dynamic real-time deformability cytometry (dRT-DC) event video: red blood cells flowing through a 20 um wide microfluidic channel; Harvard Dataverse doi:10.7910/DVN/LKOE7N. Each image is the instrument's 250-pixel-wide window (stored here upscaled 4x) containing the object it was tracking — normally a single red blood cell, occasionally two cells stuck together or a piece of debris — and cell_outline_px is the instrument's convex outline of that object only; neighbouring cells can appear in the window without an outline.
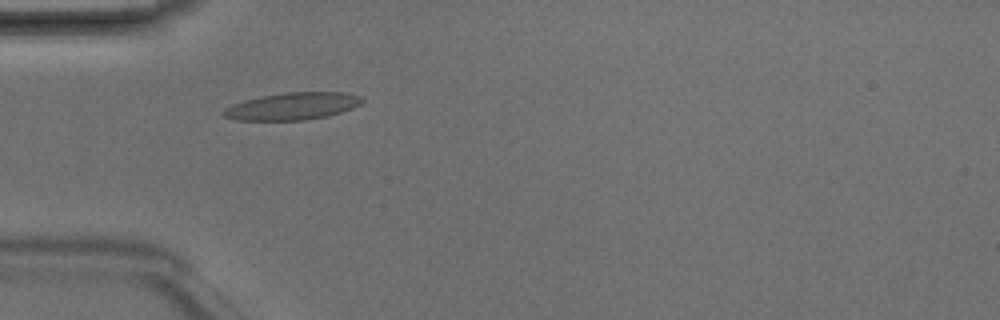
{"species": "Egyptian fruit bat (a non-hibernating species)", "species_latin": "Rousettus aegyptiacus", "temperature_condition": "room temperature", "stored_images_in_passage": 7, "camera_frame_rate_fps": 3000, "um_per_image_px": 0.085, "animal": {"sex": "male"}, "frame": {"image": 1, "passage_image": 4, "time_ms": 1.0, "image_size_px": [1000, 320], "cell_outline_px": [[364, 100], [360, 104], [352, 108], [328, 116], [304, 120], [236, 120], [224, 116], [220, 112], [224, 108], [232, 104], [244, 100], [284, 92], [344, 92], [360, 96]], "centroid_in_image_um": [24.84, 9.02], "position_along_channel_um": 60.2, "area_um2": 21.96}}
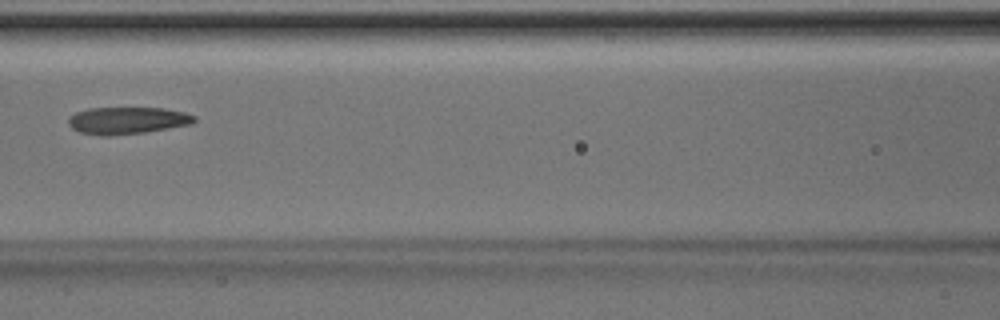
{"frame": {"image": 2, "passage_image": 6, "time_ms": 1.667, "image_size_px": [1000, 320], "cell_outline_px": [[196, 120], [192, 124], [144, 132], [108, 136], [104, 136], [80, 132], [72, 128], [68, 124], [68, 116], [76, 112], [88, 108], [164, 108], [184, 112], [196, 116]], "centroid_in_image_um": [10.81, 10.23], "position_along_channel_um": 155.8, "area_um2": 19.88}}